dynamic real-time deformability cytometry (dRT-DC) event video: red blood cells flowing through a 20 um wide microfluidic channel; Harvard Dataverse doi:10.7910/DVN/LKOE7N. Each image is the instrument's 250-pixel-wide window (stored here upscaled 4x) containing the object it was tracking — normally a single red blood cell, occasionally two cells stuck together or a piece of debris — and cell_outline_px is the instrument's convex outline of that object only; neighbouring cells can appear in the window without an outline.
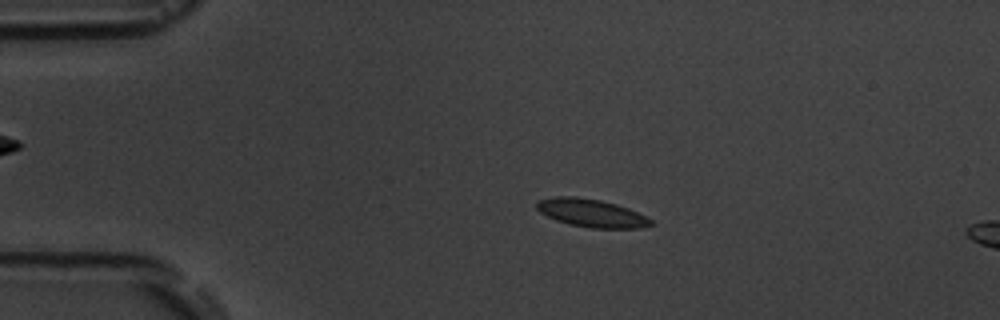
{"species": "common noctule bat (a hibernating species)", "species_latin": "Nyctalus noctula", "temperature_condition": "room temperature", "stored_images_in_passage": 6, "segment_of_instrument_passage": [1, 2], "camera_frame_rate_fps": 3000, "um_per_image_px": 0.085, "animal": {"sex": "male", "body_mass_g": 19.5, "forearm_length_mm": 54.6}, "frame": {"image": 1, "passage_image": 4, "time_ms": 4.0, "image_size_px": [1000, 320], "cell_outline_px": [[652, 224], [640, 228], [588, 228], [568, 224], [556, 220], [540, 212], [536, 208], [536, 200], [556, 196], [576, 196], [600, 200], [616, 204], [628, 208], [652, 220]], "centroid_in_image_um": [50.22, 18.1], "position_along_channel_um": 34.8, "area_um2": 18.61}}